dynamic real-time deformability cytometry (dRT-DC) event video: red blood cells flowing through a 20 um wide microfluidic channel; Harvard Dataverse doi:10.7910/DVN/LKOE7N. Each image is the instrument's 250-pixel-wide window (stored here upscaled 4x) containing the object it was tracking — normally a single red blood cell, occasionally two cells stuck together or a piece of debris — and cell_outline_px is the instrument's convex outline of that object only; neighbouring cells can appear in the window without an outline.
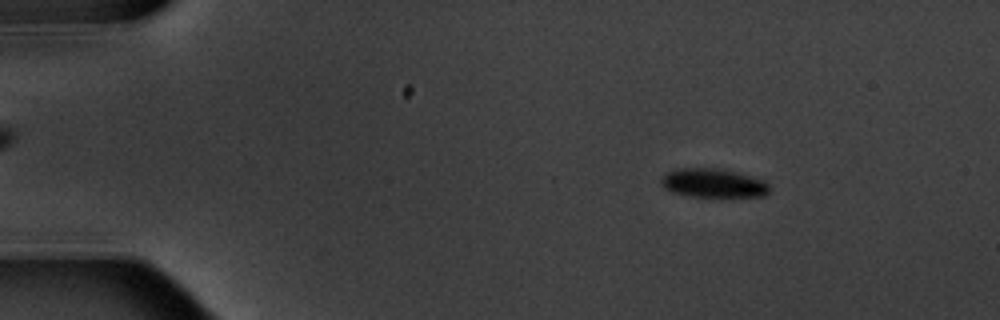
{"species": "common noctule bat (a hibernating species)", "species_latin": "Nyctalus noctula", "temperature_condition": "warm", "stored_images_in_passage": 8, "camera_frame_rate_fps": 3000, "um_per_image_px": 0.085, "animal": {"sex": "male", "body_mass_g": 20.1, "forearm_length_mm": 53.5}, "frame": {"image": 1, "passage_image": 2, "time_ms": 1.333, "image_size_px": [1000, 320], "cell_outline_px": [[768, 192], [764, 196], [720, 200], [688, 196], [672, 192], [664, 188], [660, 184], [660, 180], [664, 172], [680, 168], [720, 168], [736, 172], [764, 180], [768, 184]], "centroid_in_image_um": [60.62, 15.62], "position_along_channel_um": 24.4, "area_um2": 19.31}}
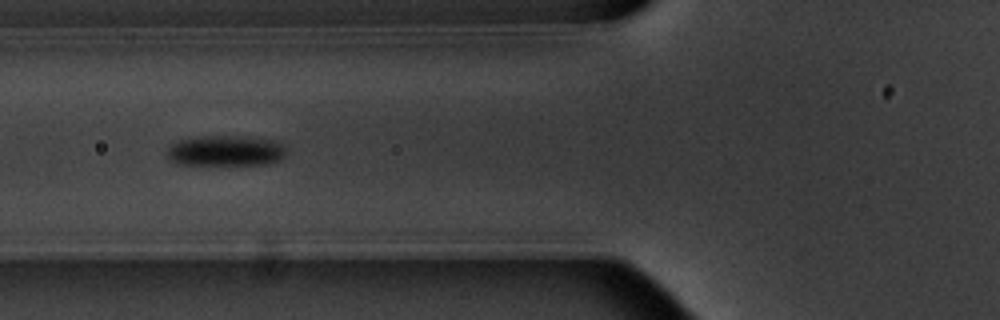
{"frame": {"image": 2, "passage_image": 6, "time_ms": 6.0, "image_size_px": [1000, 320], "cell_outline_px": [[284, 156], [280, 160], [268, 164], [176, 164], [168, 156], [168, 148], [172, 144], [180, 140], [204, 136], [224, 136], [272, 140], [284, 144]], "centroid_in_image_um": [19.18, 12.83], "position_along_channel_um": 106.6, "area_um2": 20.69}}